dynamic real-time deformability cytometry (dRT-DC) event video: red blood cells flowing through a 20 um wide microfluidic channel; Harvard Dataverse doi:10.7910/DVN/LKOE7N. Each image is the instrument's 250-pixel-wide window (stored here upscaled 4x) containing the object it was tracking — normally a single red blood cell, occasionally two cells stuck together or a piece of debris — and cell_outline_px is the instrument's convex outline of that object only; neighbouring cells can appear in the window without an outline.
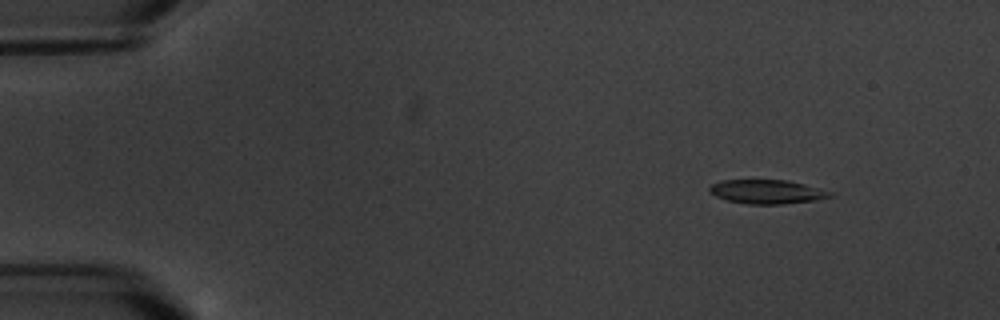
{"species": "common noctule bat (a hibernating species)", "species_latin": "Nyctalus noctula", "temperature_condition": "warm", "stored_images_in_passage": 6, "camera_frame_rate_fps": 3000, "um_per_image_px": 0.085, "animal": {"sex": "male", "body_mass_g": 20.1, "forearm_length_mm": 53.5}, "frame": {"image": 1, "passage_image": 3, "time_ms": 2.333, "image_size_px": [1000, 320], "cell_outline_px": [[836, 196], [816, 200], [780, 204], [748, 204], [728, 200], [716, 196], [708, 192], [708, 188], [712, 184], [720, 180], [788, 180], [820, 188], [832, 192]], "centroid_in_image_um": [65.21, 16.29], "position_along_channel_um": 19.8, "area_um2": 16.94}}
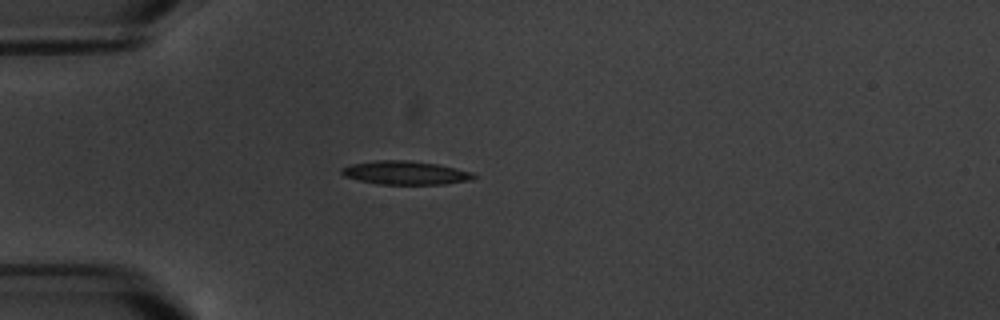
{"frame": {"image": 2, "passage_image": 6, "time_ms": 5.667, "image_size_px": [1000, 320], "cell_outline_px": [[480, 176], [472, 180], [444, 184], [380, 184], [360, 180], [344, 176], [340, 172], [340, 168], [352, 164], [376, 160], [408, 160], [436, 164], [472, 172]], "centroid_in_image_um": [34.48, 14.69], "position_along_channel_um": 50.5, "area_um2": 18.09}}